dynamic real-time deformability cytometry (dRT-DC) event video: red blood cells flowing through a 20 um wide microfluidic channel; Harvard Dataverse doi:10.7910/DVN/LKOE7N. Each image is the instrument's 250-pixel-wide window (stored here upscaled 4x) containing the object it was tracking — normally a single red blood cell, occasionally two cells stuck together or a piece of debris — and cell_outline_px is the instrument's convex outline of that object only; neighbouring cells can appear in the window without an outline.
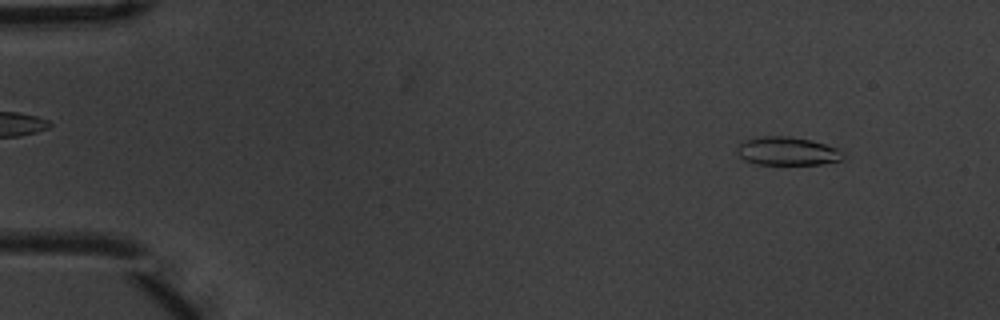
{"species": "common noctule bat (a hibernating species)", "species_latin": "Nyctalus noctula", "temperature_condition": "warm", "stored_images_in_passage": 4, "camera_frame_rate_fps": 3000, "um_per_image_px": 0.085, "animal": {"sex": "male", "body_mass_g": 20.1, "forearm_length_mm": 53.5}, "frame": {"image": 1, "passage_image": 1, "time_ms": 0.0, "image_size_px": [1000, 320], "cell_outline_px": [[844, 160], [824, 164], [756, 164], [744, 160], [736, 152], [736, 148], [744, 140], [764, 136], [788, 136], [812, 140], [840, 148], [844, 152]], "centroid_in_image_um": [66.98, 12.85], "position_along_channel_um": 18.0, "area_um2": 17.8}}